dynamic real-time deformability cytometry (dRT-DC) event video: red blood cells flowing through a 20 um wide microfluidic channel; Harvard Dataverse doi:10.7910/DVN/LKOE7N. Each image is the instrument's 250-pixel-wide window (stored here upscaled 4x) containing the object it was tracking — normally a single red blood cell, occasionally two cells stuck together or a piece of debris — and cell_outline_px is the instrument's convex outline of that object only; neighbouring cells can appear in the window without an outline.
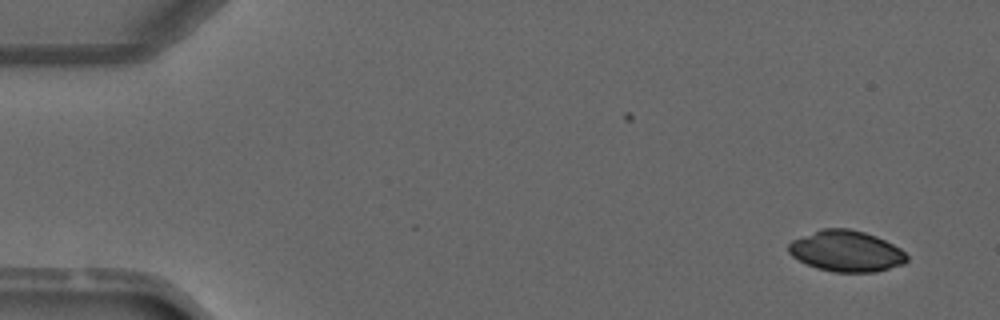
{"species": "common noctule bat (a hibernating species)", "species_latin": "Nyctalus noctula", "temperature_condition": "warm", "stored_images_in_passage": 5, "camera_frame_rate_fps": 3000, "um_per_image_px": 0.085, "animal": {"sex": "male", "forearm_length_mm": 52.5}, "frame": {"image": 1, "passage_image": 1, "time_ms": 0.0, "image_size_px": [1000, 320], "cell_outline_px": [[908, 260], [904, 264], [876, 272], [832, 272], [816, 268], [792, 256], [788, 252], [788, 244], [792, 240], [824, 228], [848, 228], [864, 232], [876, 236], [900, 248], [908, 256]], "centroid_in_image_um": [71.94, 21.35], "position_along_channel_um": 13.1, "area_um2": 28.21}}